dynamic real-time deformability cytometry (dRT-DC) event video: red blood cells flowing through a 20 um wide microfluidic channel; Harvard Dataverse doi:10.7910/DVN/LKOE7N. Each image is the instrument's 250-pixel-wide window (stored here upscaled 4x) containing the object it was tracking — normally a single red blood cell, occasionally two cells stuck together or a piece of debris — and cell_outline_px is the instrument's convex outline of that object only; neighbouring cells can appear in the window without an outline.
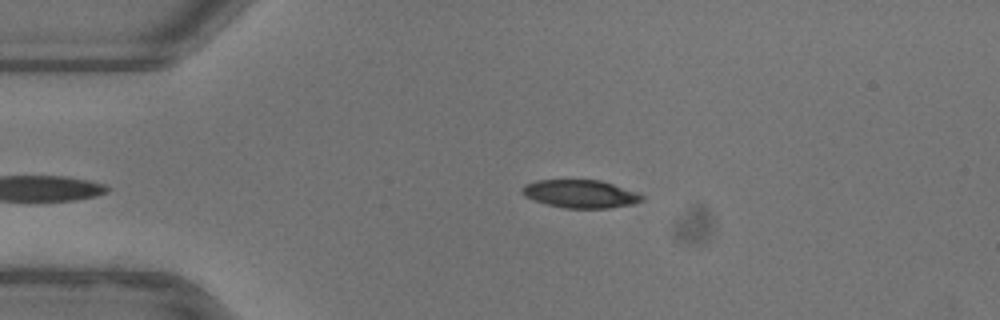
{"species": "common noctule bat (a hibernating species)", "species_latin": "Nyctalus noctula", "temperature_condition": "warm", "stored_images_in_passage": 38, "camera_frame_rate_fps": 3000, "um_per_image_px": 0.085, "animal": {"sex": "female"}, "frame": {"image": 1, "passage_image": 2, "time_ms": 0.333, "image_size_px": [1000, 320], "cell_outline_px": [[644, 200], [632, 204], [608, 208], [564, 208], [548, 204], [524, 196], [520, 192], [520, 188], [524, 184], [536, 180], [600, 180], [636, 192], [644, 196]], "centroid_in_image_um": [49.3, 16.47], "position_along_channel_um": 35.7, "area_um2": 19.48}}
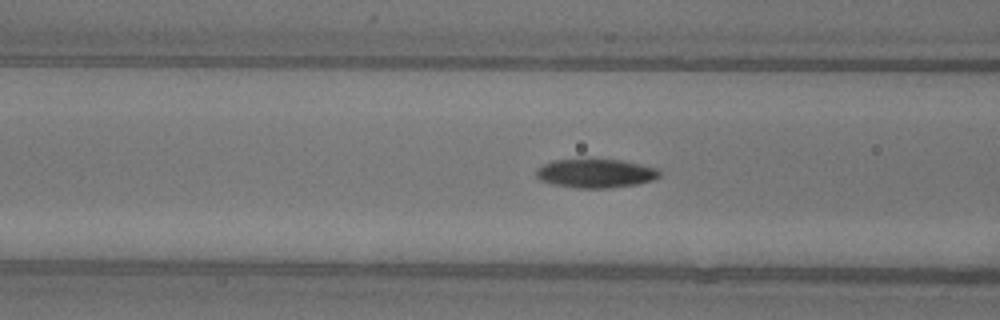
{"frame": {"image": 2, "passage_image": 11, "time_ms": 3.333, "image_size_px": [1000, 320], "cell_outline_px": [[660, 176], [652, 180], [636, 184], [608, 188], [576, 188], [552, 184], [540, 180], [536, 176], [536, 168], [544, 164], [556, 160], [620, 160], [640, 164], [656, 168], [660, 172]], "centroid_in_image_um": [50.61, 14.75], "position_along_channel_um": 116.0, "area_um2": 20.46}}
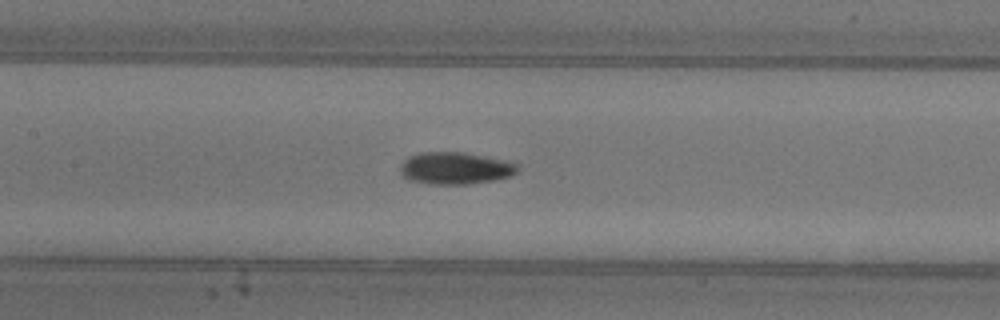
{"frame": {"image": 3, "passage_image": 15, "time_ms": 4.667, "image_size_px": [1000, 320], "cell_outline_px": [[520, 168], [516, 172], [508, 176], [496, 180], [468, 184], [428, 184], [408, 180], [400, 172], [400, 164], [404, 160], [420, 152], [460, 152], [484, 156], [504, 160], [520, 164]], "centroid_in_image_um": [38.7, 14.3], "position_along_channel_um": 168.7, "area_um2": 21.96}, "authors_computed_cell_mechanics": {"area_um2": 20.4323, "velocity_mm_per_s": 3.9339, "shape_relaxation_time_tau1_ms": 4.6578, "shape_relaxation_time_tau2_ms": 2.8593, "deformation_change_tau1": 0.1738, "deformation_change_tau2": 0.0674}}